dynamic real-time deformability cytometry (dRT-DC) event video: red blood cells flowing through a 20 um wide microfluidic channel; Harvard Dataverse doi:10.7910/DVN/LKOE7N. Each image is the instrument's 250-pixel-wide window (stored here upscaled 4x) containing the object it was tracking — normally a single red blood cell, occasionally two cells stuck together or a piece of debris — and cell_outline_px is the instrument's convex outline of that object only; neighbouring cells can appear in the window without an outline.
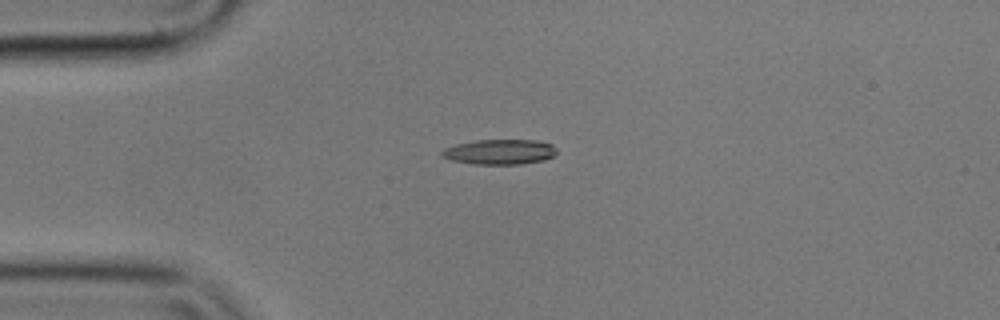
{"species": "common noctule bat (a hibernating species)", "species_latin": "Nyctalus noctula", "temperature_condition": "cold", "stored_images_in_passage": 6, "camera_frame_rate_fps": 3000, "um_per_image_px": 0.085, "animal": {"sex": "male", "body_mass_g": 17.9}, "frame": {"image": 1, "passage_image": 4, "time_ms": 1.0, "image_size_px": [1000, 320], "cell_outline_px": [[556, 152], [552, 156], [544, 160], [520, 164], [476, 164], [452, 160], [440, 156], [440, 152], [444, 148], [456, 144], [476, 140], [536, 140], [552, 144], [556, 148]], "centroid_in_image_um": [42.45, 12.9], "position_along_channel_um": 42.5, "area_um2": 16.76}}
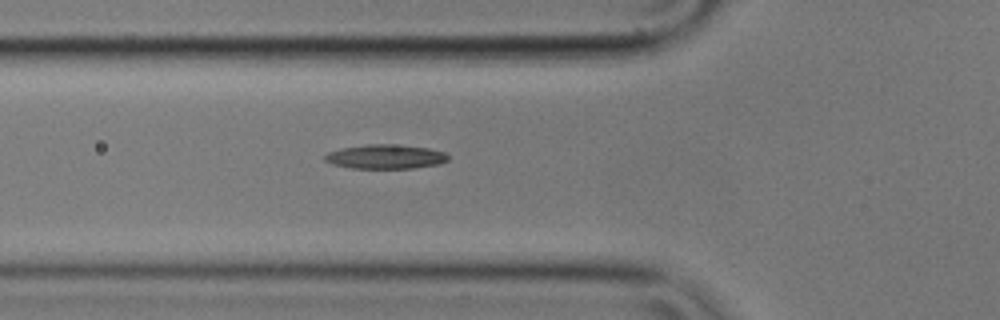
{"frame": {"image": 2, "passage_image": 6, "time_ms": 1.667, "image_size_px": [1000, 320], "cell_outline_px": [[448, 160], [440, 164], [412, 168], [352, 168], [332, 164], [324, 160], [324, 156], [328, 152], [344, 148], [368, 144], [388, 144], [428, 148], [444, 152], [448, 156]], "centroid_in_image_um": [32.76, 13.32], "position_along_channel_um": 93.0, "area_um2": 17.22}}